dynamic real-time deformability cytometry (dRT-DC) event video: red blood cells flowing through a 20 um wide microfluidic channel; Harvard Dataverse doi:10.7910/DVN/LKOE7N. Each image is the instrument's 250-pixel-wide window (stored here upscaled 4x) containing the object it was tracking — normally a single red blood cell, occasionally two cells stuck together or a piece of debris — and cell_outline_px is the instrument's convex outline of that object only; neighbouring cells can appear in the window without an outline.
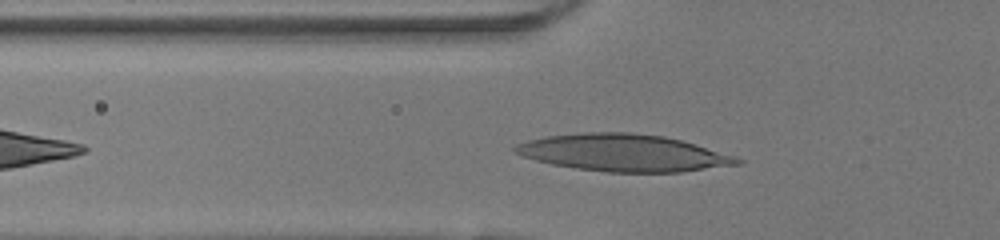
{"species": "human", "species_latin": "Homo sapiens", "temperature_condition": "room temperature", "stored_images_in_passage": 29, "camera_frame_rate_fps": 3000, "um_per_image_px": 0.085, "donor": {"sex": "female"}, "frame": {"image": 1, "passage_image": 3, "time_ms": 0.667, "image_size_px": [1000, 240], "cell_outline_px": [[744, 164], [680, 172], [608, 172], [576, 168], [552, 164], [536, 160], [512, 152], [512, 148], [516, 144], [528, 140], [544, 136], [580, 132], [628, 132], [664, 136], [680, 140], [736, 156], [744, 160]], "centroid_in_image_um": [52.99, 12.98], "position_along_channel_um": 72.8, "area_um2": 48.09}}
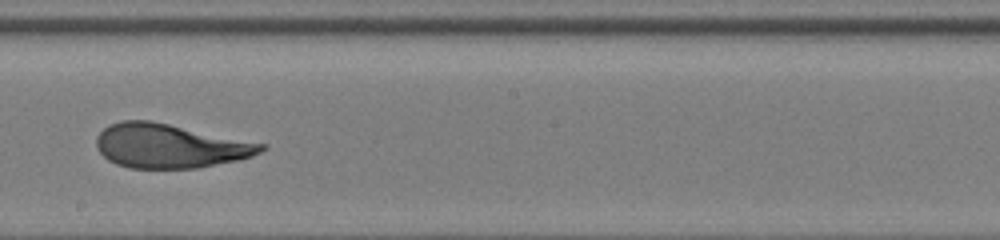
{"frame": {"image": 2, "passage_image": 15, "time_ms": 4.667, "image_size_px": [1000, 240], "cell_outline_px": [[268, 148], [252, 156], [240, 160], [196, 168], [128, 168], [116, 164], [108, 160], [96, 148], [96, 136], [108, 124], [120, 120], [152, 120], [268, 144]], "centroid_in_image_um": [14.44, 12.39], "position_along_channel_um": 233.8, "area_um2": 42.83}}
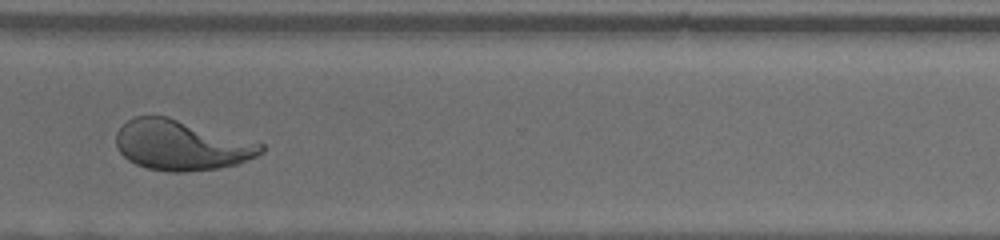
{"frame": {"image": 3, "passage_image": 24, "time_ms": 7.667, "image_size_px": [1000, 240], "cell_outline_px": [[264, 152], [256, 156], [236, 164], [220, 168], [184, 172], [168, 172], [148, 168], [136, 164], [128, 160], [120, 152], [116, 144], [116, 132], [128, 120], [136, 116], [168, 116], [264, 144]], "centroid_in_image_um": [15.41, 12.34], "position_along_channel_um": 355.2, "area_um2": 42.19}, "authors_computed_cell_mechanics": {"area_um2": 42.8298, "velocity_mm_per_s": 4.0568, "shape_relaxation_time_tau1_ms": 6.3809, "shape_relaxation_time_tau2_ms": 0.9646, "deformation_change_tau1": 0.2972, "deformation_change_tau2": 0.0845}}